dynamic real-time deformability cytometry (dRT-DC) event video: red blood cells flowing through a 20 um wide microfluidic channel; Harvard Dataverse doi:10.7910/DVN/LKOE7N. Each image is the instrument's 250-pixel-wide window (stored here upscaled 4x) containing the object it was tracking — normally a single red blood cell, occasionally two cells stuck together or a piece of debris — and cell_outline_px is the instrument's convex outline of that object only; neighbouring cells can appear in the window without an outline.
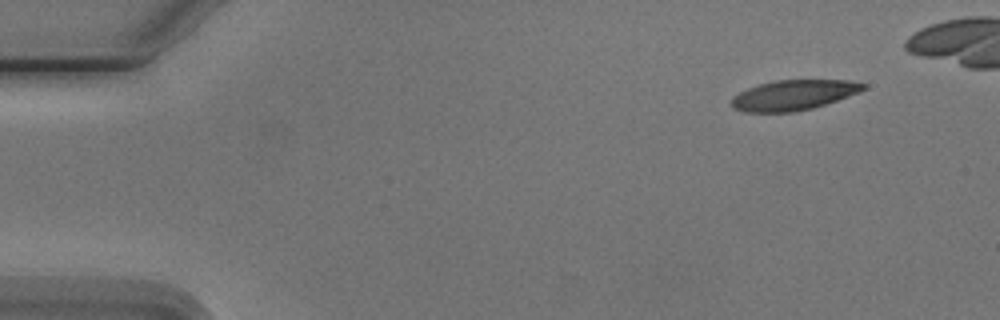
{"species": "Egyptian fruit bat (a non-hibernating species)", "species_latin": "Rousettus aegyptiacus", "temperature_condition": "cold", "stored_images_in_passage": 5, "camera_frame_rate_fps": 3000, "um_per_image_px": 0.085, "animal": {"sex": "male"}, "frame": {"image": 1, "passage_image": 1, "time_ms": 0.0, "image_size_px": [1000, 320], "cell_outline_px": [[868, 84], [864, 88], [848, 96], [812, 108], [796, 112], [744, 112], [732, 108], [732, 96], [748, 88], [772, 80], [848, 80]], "centroid_in_image_um": [67.41, 8.08], "position_along_channel_um": 17.6, "area_um2": 23.0}}
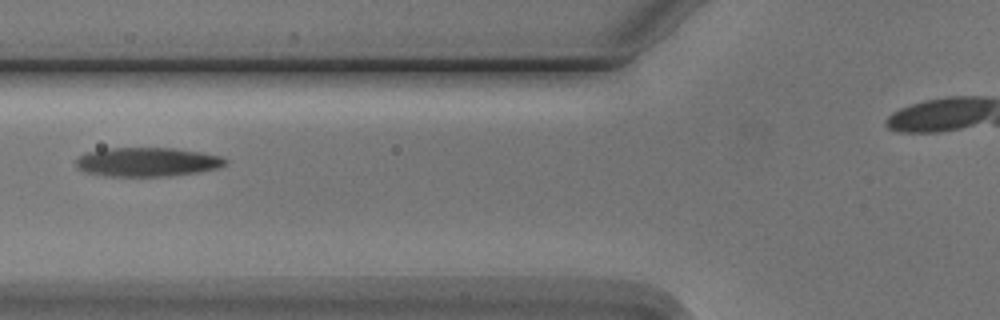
{"frame": {"image": 2, "passage_image": 5, "time_ms": 5.333, "image_size_px": [1000, 320], "cell_outline_px": [[228, 164], [220, 168], [200, 172], [172, 176], [104, 176], [84, 172], [76, 168], [76, 160], [80, 156], [88, 152], [108, 148], [176, 148], [204, 152], [220, 156], [228, 160]], "centroid_in_image_um": [12.57, 13.77], "position_along_channel_um": 113.2, "area_um2": 25.66}}